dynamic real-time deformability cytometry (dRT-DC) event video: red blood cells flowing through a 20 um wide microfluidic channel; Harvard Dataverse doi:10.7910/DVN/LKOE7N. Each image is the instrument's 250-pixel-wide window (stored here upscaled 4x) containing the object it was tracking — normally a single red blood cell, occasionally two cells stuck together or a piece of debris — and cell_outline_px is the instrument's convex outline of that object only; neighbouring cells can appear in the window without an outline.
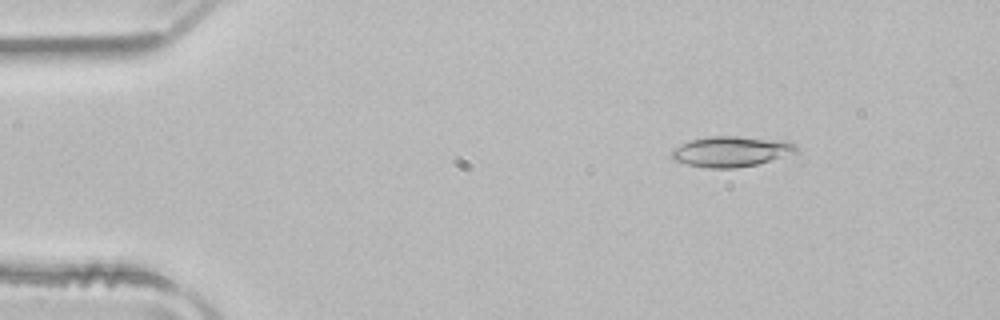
{"species": "common noctule bat (a hibernating species)", "species_latin": "Nyctalus noctula", "temperature_condition": "room temperature", "stored_images_in_passage": 49, "camera_frame_rate_fps": 3000, "um_per_image_px": 0.085, "animal": {"sex": "male", "body_mass_g": 21.5, "forearm_length_mm": 52.0}, "frame": {"image": 1, "passage_image": 6, "time_ms": 1.667, "image_size_px": [1000, 320], "cell_outline_px": [[800, 148], [796, 152], [756, 164], [736, 168], [708, 168], [688, 164], [672, 160], [672, 148], [680, 144], [692, 140], [712, 136], [736, 136], [788, 140], [796, 144]], "centroid_in_image_um": [62.16, 12.86], "position_along_channel_um": 22.8, "area_um2": 22.14}}
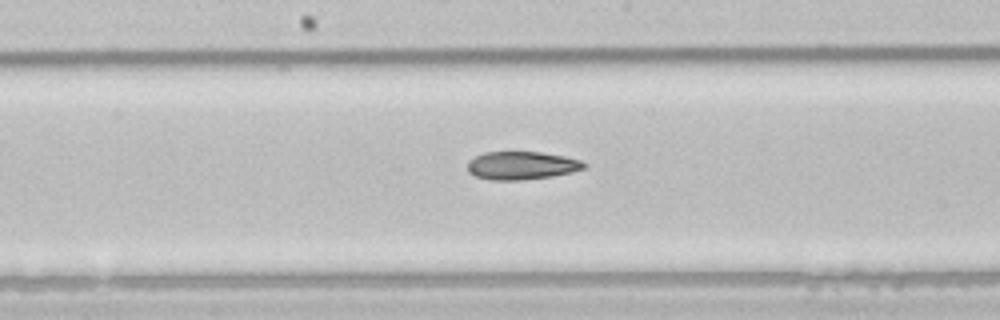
{"frame": {"image": 2, "passage_image": 25, "time_ms": 8.0, "image_size_px": [1000, 320], "cell_outline_px": [[588, 164], [584, 168], [572, 172], [552, 176], [520, 180], [492, 180], [476, 176], [468, 172], [468, 160], [484, 152], [540, 152], [564, 156], [580, 160]], "centroid_in_image_um": [44.34, 14.06], "position_along_channel_um": 203.9, "area_um2": 19.02}}
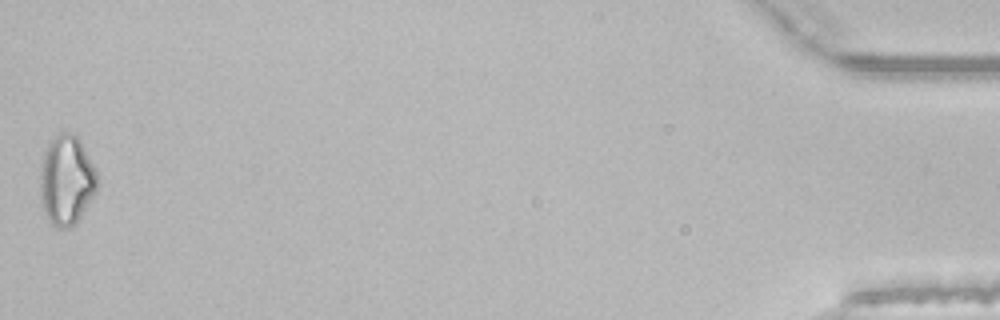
{"frame": {"image": 3, "passage_image": 49, "time_ms": 16.0, "image_size_px": [1000, 320], "cell_outline_px": [[100, 184], [96, 192], [76, 220], [68, 228], [60, 228], [52, 224], [44, 208], [40, 196], [40, 168], [44, 152], [48, 140], [60, 132], [72, 132], [80, 140], [96, 168], [100, 176]], "centroid_in_image_um": [5.67, 15.23], "position_along_channel_um": 429.5, "area_um2": 30.0}, "authors_computed_cell_mechanics": {"area_um2": 20.7502, "velocity_mm_per_s": 4.0502, "shape_relaxation_time_tau1_ms": null, "shape_relaxation_time_tau2_ms": 5.7893, "deformation_change_tau1": null, "deformation_change_tau2": 0.1415}}